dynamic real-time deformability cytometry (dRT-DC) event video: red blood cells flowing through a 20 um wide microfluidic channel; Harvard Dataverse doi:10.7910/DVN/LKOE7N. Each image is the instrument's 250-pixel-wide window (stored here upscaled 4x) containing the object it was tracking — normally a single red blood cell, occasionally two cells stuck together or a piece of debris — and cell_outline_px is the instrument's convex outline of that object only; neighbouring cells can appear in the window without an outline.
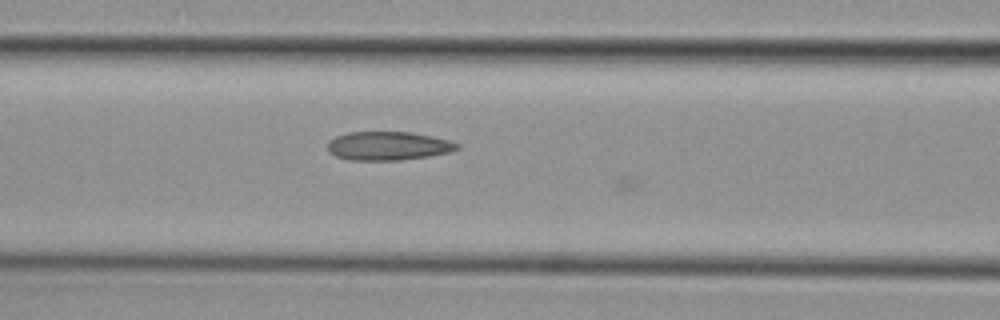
{"species": "common noctule bat (a hibernating species)", "species_latin": "Nyctalus noctula", "temperature_condition": "cold", "stored_images_in_passage": 7, "camera_frame_rate_fps": 3000, "um_per_image_px": 0.085, "animal": {"sex": "female", "body_mass_g": 29.2, "forearm_length_mm": 56.3}, "frame": {"image": 1, "passage_image": 6, "time_ms": 1.667, "image_size_px": [1000, 320], "cell_outline_px": [[460, 148], [452, 152], [428, 156], [400, 160], [348, 160], [336, 156], [328, 152], [328, 140], [336, 136], [348, 132], [412, 132], [432, 136], [448, 140], [460, 144]], "centroid_in_image_um": [32.99, 12.4], "position_along_channel_um": 133.6, "area_um2": 21.79}}